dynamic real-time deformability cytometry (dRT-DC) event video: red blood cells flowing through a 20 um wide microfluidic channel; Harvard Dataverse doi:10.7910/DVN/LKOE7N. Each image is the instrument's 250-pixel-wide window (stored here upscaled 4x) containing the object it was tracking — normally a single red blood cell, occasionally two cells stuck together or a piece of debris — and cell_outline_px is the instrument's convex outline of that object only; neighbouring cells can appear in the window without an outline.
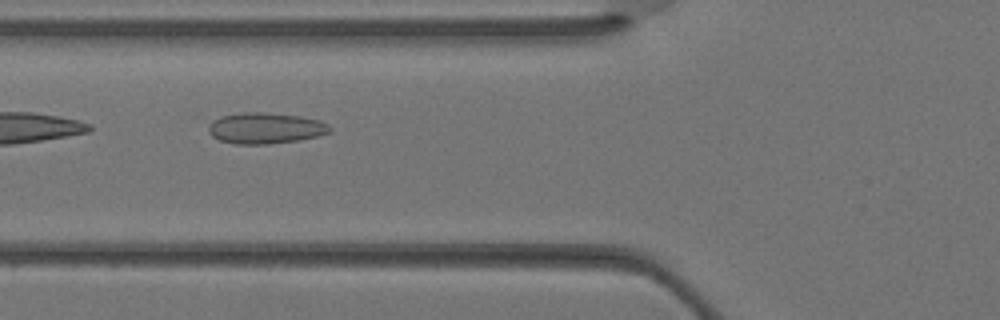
{"species": "Egyptian fruit bat (a non-hibernating species)", "species_latin": "Rousettus aegyptiacus", "temperature_condition": "warm", "stored_images_in_passage": 23, "camera_frame_rate_fps": 3000, "um_per_image_px": 0.085, "animal": {"sex": "female"}, "frame": {"image": 1, "passage_image": 3, "time_ms": 0.667, "image_size_px": [1000, 320], "cell_outline_px": [[332, 132], [316, 136], [296, 140], [268, 144], [236, 144], [220, 140], [212, 136], [208, 132], [208, 128], [212, 120], [220, 116], [240, 112], [264, 112], [300, 116], [320, 120], [328, 124], [332, 128]], "centroid_in_image_um": [22.55, 10.88], "position_along_channel_um": 103.3, "area_um2": 22.02}}
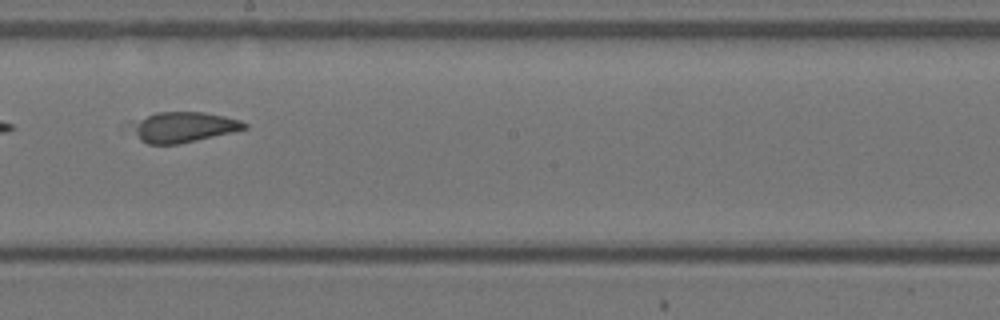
{"frame": {"image": 2, "passage_image": 10, "time_ms": 3.0, "image_size_px": [1000, 320], "cell_outline_px": [[248, 128], [236, 132], [180, 144], [148, 144], [140, 140], [132, 124], [156, 112], [204, 112], [224, 116], [240, 120], [248, 124]], "centroid_in_image_um": [15.71, 10.81], "position_along_channel_um": 232.5, "area_um2": 19.77}}
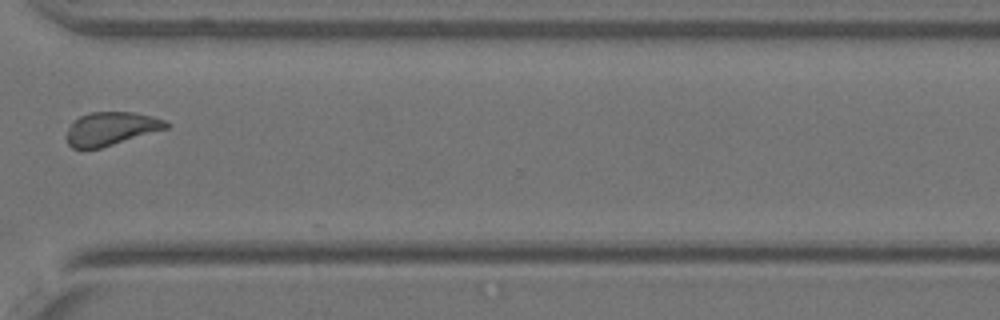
{"frame": {"image": 3, "passage_image": 17, "time_ms": 5.333, "image_size_px": [1000, 320], "cell_outline_px": [[172, 124], [168, 128], [100, 148], [72, 148], [68, 144], [64, 136], [68, 128], [80, 116], [92, 112], [132, 112], [152, 116], [164, 120]], "centroid_in_image_um": [9.43, 10.94], "position_along_channel_um": 361.2, "area_um2": 19.25}}